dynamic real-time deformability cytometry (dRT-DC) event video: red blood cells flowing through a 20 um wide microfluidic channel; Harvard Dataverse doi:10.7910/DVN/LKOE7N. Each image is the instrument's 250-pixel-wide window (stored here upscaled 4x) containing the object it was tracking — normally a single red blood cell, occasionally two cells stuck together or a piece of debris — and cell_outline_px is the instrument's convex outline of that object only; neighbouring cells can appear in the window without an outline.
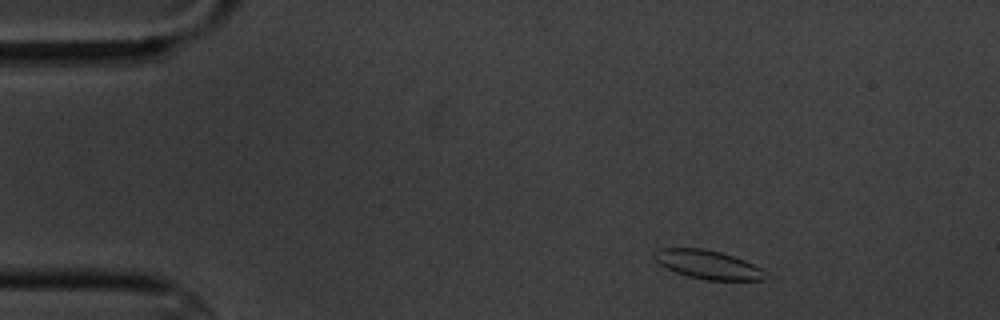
{"species": "common noctule bat (a hibernating species)", "species_latin": "Nyctalus noctula", "temperature_condition": "cold", "stored_images_in_passage": 15, "camera_frame_rate_fps": 3000, "um_per_image_px": 0.085, "animal": {"sex": "male", "body_mass_g": 20.1, "forearm_length_mm": 53.5}, "frame": {"image": 1, "passage_image": 1, "time_ms": 0.0, "image_size_px": [1000, 320], "cell_outline_px": [[768, 272], [764, 280], [704, 280], [688, 276], [664, 268], [652, 256], [652, 252], [660, 248], [704, 248], [720, 252], [744, 260]], "centroid_in_image_um": [60.14, 22.49], "position_along_channel_um": 24.9, "area_um2": 18.67}}
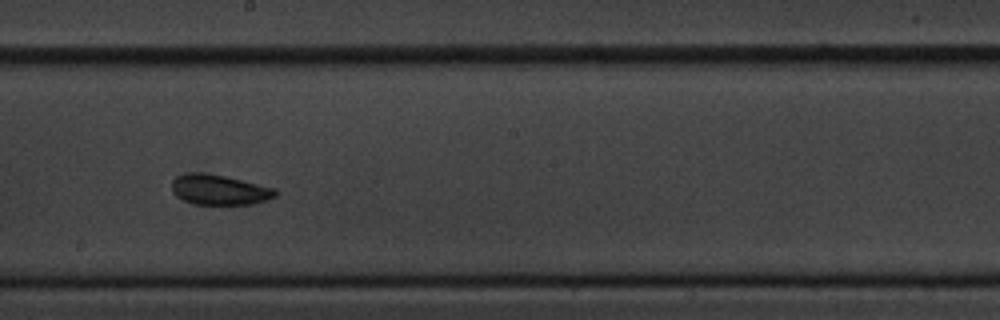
{"frame": {"image": 2, "passage_image": 8, "time_ms": 8.0, "image_size_px": [1000, 320], "cell_outline_px": [[276, 196], [252, 204], [192, 204], [176, 196], [172, 192], [172, 180], [176, 176], [192, 172], [204, 172], [224, 176], [276, 188]], "centroid_in_image_um": [18.6, 16.12], "position_along_channel_um": 229.6, "area_um2": 18.15}}
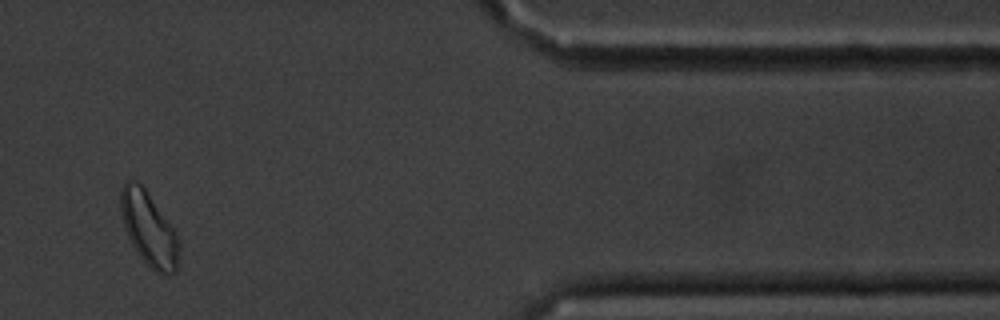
{"frame": {"image": 3, "passage_image": 13, "time_ms": 14.0, "image_size_px": [1000, 320], "cell_outline_px": [[180, 252], [176, 272], [156, 272], [140, 256], [132, 244], [128, 236], [120, 212], [120, 188], [124, 180], [136, 180], [144, 188], [176, 232], [180, 244]], "centroid_in_image_um": [12.64, 19.41], "position_along_channel_um": 398.8, "area_um2": 24.74}, "authors_computed_cell_mechanics": {"area_um2": 18.3804, "velocity_mm_per_s": 3.4125, "shape_relaxation_time_tau1_ms": 1.0466, "shape_relaxation_time_tau2_ms": 1.8036, "deformation_change_tau1": 0.0686, "deformation_change_tau2": 0.0512}}